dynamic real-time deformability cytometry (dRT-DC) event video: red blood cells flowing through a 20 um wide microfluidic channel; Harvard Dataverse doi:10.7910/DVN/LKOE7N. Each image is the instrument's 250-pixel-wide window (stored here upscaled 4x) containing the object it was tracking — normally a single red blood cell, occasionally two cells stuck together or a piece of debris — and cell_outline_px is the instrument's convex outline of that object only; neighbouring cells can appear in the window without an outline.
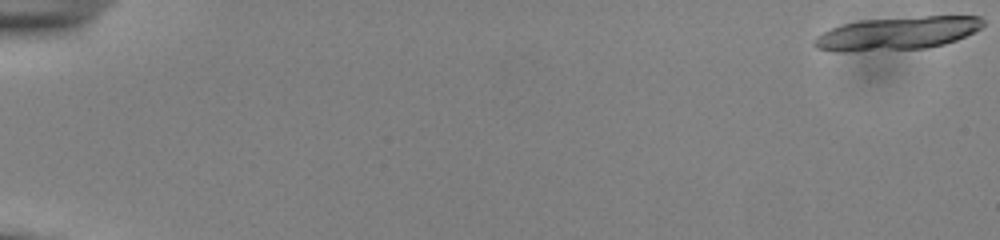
{"species": "common noctule bat (a hibernating species)", "species_latin": "Nyctalus noctula", "temperature_condition": "cold", "stored_images_in_passage": 23, "segment_of_instrument_passage": [1, 2], "camera_frame_rate_fps": 3000, "um_per_image_px": 0.085, "animal": {"sex": "male", "body_mass_g": 13.0, "forearm_length_mm": 53.1}, "frame": {"image": 1, "passage_image": 1, "time_ms": 0.0, "image_size_px": [1000, 240], "cell_outline_px": [[984, 24], [980, 28], [956, 40], [944, 44], [924, 48], [844, 52], [840, 52], [816, 48], [812, 44], [812, 40], [816, 36], [832, 28], [844, 24], [860, 20], [924, 16], [980, 16], [984, 20]], "centroid_in_image_um": [76.24, 2.83], "position_along_channel_um": 8.8, "area_um2": 32.43}}